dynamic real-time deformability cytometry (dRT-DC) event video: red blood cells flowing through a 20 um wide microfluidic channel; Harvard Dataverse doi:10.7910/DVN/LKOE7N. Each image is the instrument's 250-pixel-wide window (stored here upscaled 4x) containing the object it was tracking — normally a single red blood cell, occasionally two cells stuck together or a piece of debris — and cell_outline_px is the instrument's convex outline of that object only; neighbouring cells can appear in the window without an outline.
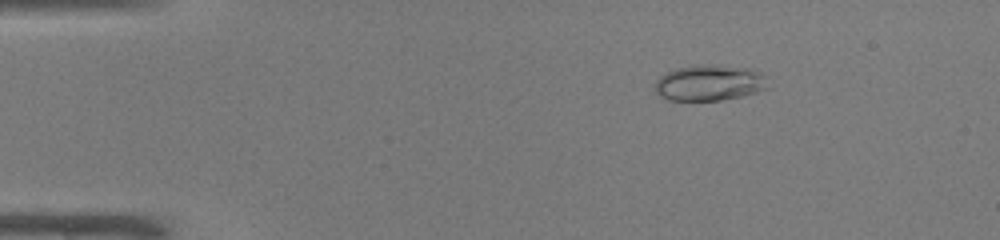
{"species": "common noctule bat (a hibernating species)", "species_latin": "Nyctalus noctula", "temperature_condition": "warm", "stored_images_in_passage": 48, "camera_frame_rate_fps": 3000, "um_per_image_px": 0.085, "animal": {"sex": "male", "body_mass_g": 19.0, "forearm_length_mm": 50.8}, "frame": {"image": 1, "passage_image": 6, "time_ms": 1.667, "image_size_px": [1000, 240], "cell_outline_px": [[768, 88], [756, 92], [740, 96], [720, 100], [668, 100], [660, 96], [656, 92], [656, 80], [660, 76], [676, 68], [696, 64], [720, 64], [752, 68], [760, 72], [764, 76]], "centroid_in_image_um": [60.31, 7.01], "position_along_channel_um": 24.7, "area_um2": 23.76}}
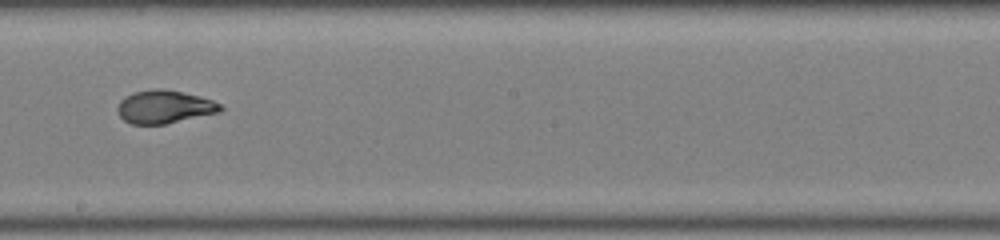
{"frame": {"image": 2, "passage_image": 27, "time_ms": 8.667, "image_size_px": [1000, 240], "cell_outline_px": [[224, 108], [220, 112], [164, 124], [132, 124], [124, 120], [120, 116], [116, 108], [120, 100], [136, 92], [156, 88], [160, 88], [200, 96], [212, 100], [220, 104]], "centroid_in_image_um": [13.98, 9.09], "position_along_channel_um": 234.2, "area_um2": 19.59}}
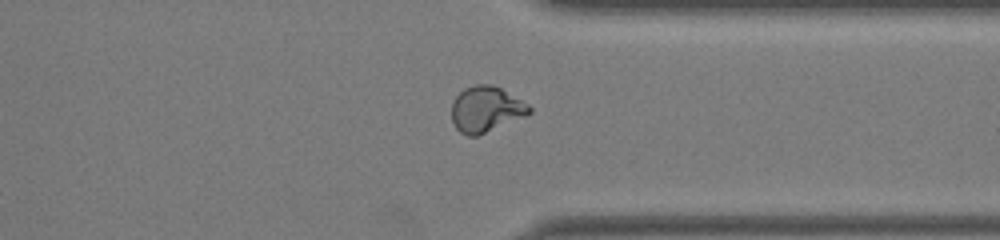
{"frame": {"image": 3, "passage_image": 37, "time_ms": 12.0, "image_size_px": [1000, 240], "cell_outline_px": [[532, 112], [524, 116], [476, 136], [468, 136], [460, 132], [456, 128], [452, 120], [452, 100], [464, 88], [476, 84], [492, 84], [500, 88], [528, 104], [532, 108]], "centroid_in_image_um": [41.28, 9.27], "position_along_channel_um": 370.1, "area_um2": 20.46}, "authors_computed_cell_mechanics": {"area_um2": 20.6924, "velocity_mm_per_s": 4.0797, "shape_relaxation_time_tau1_ms": 7.7428, "shape_relaxation_time_tau2_ms": null, "deformation_change_tau1": 0.2611, "deformation_change_tau2": null}}